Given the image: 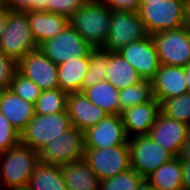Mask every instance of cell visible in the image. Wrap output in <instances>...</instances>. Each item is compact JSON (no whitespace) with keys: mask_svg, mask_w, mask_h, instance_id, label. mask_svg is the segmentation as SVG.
Here are the masks:
<instances>
[{"mask_svg":"<svg viewBox=\"0 0 190 190\" xmlns=\"http://www.w3.org/2000/svg\"><path fill=\"white\" fill-rule=\"evenodd\" d=\"M39 161V152L21 143L0 153V189L26 190Z\"/></svg>","mask_w":190,"mask_h":190,"instance_id":"1","label":"cell"},{"mask_svg":"<svg viewBox=\"0 0 190 190\" xmlns=\"http://www.w3.org/2000/svg\"><path fill=\"white\" fill-rule=\"evenodd\" d=\"M110 21L111 9L101 2H85L69 19L73 28L94 49H103Z\"/></svg>","mask_w":190,"mask_h":190,"instance_id":"2","label":"cell"},{"mask_svg":"<svg viewBox=\"0 0 190 190\" xmlns=\"http://www.w3.org/2000/svg\"><path fill=\"white\" fill-rule=\"evenodd\" d=\"M38 48L29 26L27 12L7 10L5 29L0 37V51L16 64Z\"/></svg>","mask_w":190,"mask_h":190,"instance_id":"3","label":"cell"},{"mask_svg":"<svg viewBox=\"0 0 190 190\" xmlns=\"http://www.w3.org/2000/svg\"><path fill=\"white\" fill-rule=\"evenodd\" d=\"M72 128L66 111L55 114H36L21 132V144L40 152L48 142Z\"/></svg>","mask_w":190,"mask_h":190,"instance_id":"4","label":"cell"},{"mask_svg":"<svg viewBox=\"0 0 190 190\" xmlns=\"http://www.w3.org/2000/svg\"><path fill=\"white\" fill-rule=\"evenodd\" d=\"M186 0H161L139 6L138 15L150 36L184 26Z\"/></svg>","mask_w":190,"mask_h":190,"instance_id":"5","label":"cell"},{"mask_svg":"<svg viewBox=\"0 0 190 190\" xmlns=\"http://www.w3.org/2000/svg\"><path fill=\"white\" fill-rule=\"evenodd\" d=\"M149 36L137 12L111 10L108 37L103 51L119 52L126 45Z\"/></svg>","mask_w":190,"mask_h":190,"instance_id":"6","label":"cell"},{"mask_svg":"<svg viewBox=\"0 0 190 190\" xmlns=\"http://www.w3.org/2000/svg\"><path fill=\"white\" fill-rule=\"evenodd\" d=\"M38 47L56 65L72 58L90 56L95 50L70 23L57 36Z\"/></svg>","mask_w":190,"mask_h":190,"instance_id":"7","label":"cell"},{"mask_svg":"<svg viewBox=\"0 0 190 190\" xmlns=\"http://www.w3.org/2000/svg\"><path fill=\"white\" fill-rule=\"evenodd\" d=\"M130 166L146 178L161 165L171 161L175 156L154 142L148 135L129 138Z\"/></svg>","mask_w":190,"mask_h":190,"instance_id":"8","label":"cell"},{"mask_svg":"<svg viewBox=\"0 0 190 190\" xmlns=\"http://www.w3.org/2000/svg\"><path fill=\"white\" fill-rule=\"evenodd\" d=\"M160 64L178 67L190 65V31L184 26L151 36Z\"/></svg>","mask_w":190,"mask_h":190,"instance_id":"9","label":"cell"},{"mask_svg":"<svg viewBox=\"0 0 190 190\" xmlns=\"http://www.w3.org/2000/svg\"><path fill=\"white\" fill-rule=\"evenodd\" d=\"M40 161L66 165L84 158V133L75 127L60 134L39 152Z\"/></svg>","mask_w":190,"mask_h":190,"instance_id":"10","label":"cell"},{"mask_svg":"<svg viewBox=\"0 0 190 190\" xmlns=\"http://www.w3.org/2000/svg\"><path fill=\"white\" fill-rule=\"evenodd\" d=\"M83 159L100 181L114 177L131 168L129 145L105 149H84Z\"/></svg>","mask_w":190,"mask_h":190,"instance_id":"11","label":"cell"},{"mask_svg":"<svg viewBox=\"0 0 190 190\" xmlns=\"http://www.w3.org/2000/svg\"><path fill=\"white\" fill-rule=\"evenodd\" d=\"M121 115H107L96 125L84 132V149H105L128 145Z\"/></svg>","mask_w":190,"mask_h":190,"instance_id":"12","label":"cell"},{"mask_svg":"<svg viewBox=\"0 0 190 190\" xmlns=\"http://www.w3.org/2000/svg\"><path fill=\"white\" fill-rule=\"evenodd\" d=\"M17 70L42 91L59 88L57 65L39 47L27 53L17 63Z\"/></svg>","mask_w":190,"mask_h":190,"instance_id":"13","label":"cell"},{"mask_svg":"<svg viewBox=\"0 0 190 190\" xmlns=\"http://www.w3.org/2000/svg\"><path fill=\"white\" fill-rule=\"evenodd\" d=\"M119 53L145 80H151L161 65L155 43L150 35L126 45Z\"/></svg>","mask_w":190,"mask_h":190,"instance_id":"14","label":"cell"},{"mask_svg":"<svg viewBox=\"0 0 190 190\" xmlns=\"http://www.w3.org/2000/svg\"><path fill=\"white\" fill-rule=\"evenodd\" d=\"M190 132V126L159 113L148 136L165 150L178 157L182 144Z\"/></svg>","mask_w":190,"mask_h":190,"instance_id":"15","label":"cell"},{"mask_svg":"<svg viewBox=\"0 0 190 190\" xmlns=\"http://www.w3.org/2000/svg\"><path fill=\"white\" fill-rule=\"evenodd\" d=\"M151 83L154 97L159 103L188 93L186 67L161 64Z\"/></svg>","mask_w":190,"mask_h":190,"instance_id":"16","label":"cell"},{"mask_svg":"<svg viewBox=\"0 0 190 190\" xmlns=\"http://www.w3.org/2000/svg\"><path fill=\"white\" fill-rule=\"evenodd\" d=\"M66 110L72 127L83 133L108 115L105 110L92 104L83 92L68 93Z\"/></svg>","mask_w":190,"mask_h":190,"instance_id":"17","label":"cell"},{"mask_svg":"<svg viewBox=\"0 0 190 190\" xmlns=\"http://www.w3.org/2000/svg\"><path fill=\"white\" fill-rule=\"evenodd\" d=\"M159 113L160 103L155 98L122 111L121 117L128 137L148 135Z\"/></svg>","mask_w":190,"mask_h":190,"instance_id":"18","label":"cell"},{"mask_svg":"<svg viewBox=\"0 0 190 190\" xmlns=\"http://www.w3.org/2000/svg\"><path fill=\"white\" fill-rule=\"evenodd\" d=\"M0 112L21 133L34 117L35 107L6 88L0 90Z\"/></svg>","mask_w":190,"mask_h":190,"instance_id":"19","label":"cell"},{"mask_svg":"<svg viewBox=\"0 0 190 190\" xmlns=\"http://www.w3.org/2000/svg\"><path fill=\"white\" fill-rule=\"evenodd\" d=\"M27 18L37 46L57 36L69 24L67 17L47 11H27Z\"/></svg>","mask_w":190,"mask_h":190,"instance_id":"20","label":"cell"},{"mask_svg":"<svg viewBox=\"0 0 190 190\" xmlns=\"http://www.w3.org/2000/svg\"><path fill=\"white\" fill-rule=\"evenodd\" d=\"M105 80L118 90H122L141 82L143 78L119 52L107 51Z\"/></svg>","mask_w":190,"mask_h":190,"instance_id":"21","label":"cell"},{"mask_svg":"<svg viewBox=\"0 0 190 190\" xmlns=\"http://www.w3.org/2000/svg\"><path fill=\"white\" fill-rule=\"evenodd\" d=\"M89 68V56L72 58L57 65L59 88L66 92H82L84 76Z\"/></svg>","mask_w":190,"mask_h":190,"instance_id":"22","label":"cell"},{"mask_svg":"<svg viewBox=\"0 0 190 190\" xmlns=\"http://www.w3.org/2000/svg\"><path fill=\"white\" fill-rule=\"evenodd\" d=\"M61 167L67 190H99L100 180L84 159Z\"/></svg>","mask_w":190,"mask_h":190,"instance_id":"23","label":"cell"},{"mask_svg":"<svg viewBox=\"0 0 190 190\" xmlns=\"http://www.w3.org/2000/svg\"><path fill=\"white\" fill-rule=\"evenodd\" d=\"M26 190H67L62 167L39 161Z\"/></svg>","mask_w":190,"mask_h":190,"instance_id":"24","label":"cell"},{"mask_svg":"<svg viewBox=\"0 0 190 190\" xmlns=\"http://www.w3.org/2000/svg\"><path fill=\"white\" fill-rule=\"evenodd\" d=\"M155 190H177L182 188V162L178 157L161 165L145 178Z\"/></svg>","mask_w":190,"mask_h":190,"instance_id":"25","label":"cell"},{"mask_svg":"<svg viewBox=\"0 0 190 190\" xmlns=\"http://www.w3.org/2000/svg\"><path fill=\"white\" fill-rule=\"evenodd\" d=\"M83 93L92 104L105 110L108 115H120L119 90L106 80L100 81Z\"/></svg>","mask_w":190,"mask_h":190,"instance_id":"26","label":"cell"},{"mask_svg":"<svg viewBox=\"0 0 190 190\" xmlns=\"http://www.w3.org/2000/svg\"><path fill=\"white\" fill-rule=\"evenodd\" d=\"M151 80L141 82L119 90L120 115L127 108L139 105L154 99Z\"/></svg>","mask_w":190,"mask_h":190,"instance_id":"27","label":"cell"},{"mask_svg":"<svg viewBox=\"0 0 190 190\" xmlns=\"http://www.w3.org/2000/svg\"><path fill=\"white\" fill-rule=\"evenodd\" d=\"M68 92L60 88L44 90L34 104L35 113L41 115L66 111Z\"/></svg>","mask_w":190,"mask_h":190,"instance_id":"28","label":"cell"},{"mask_svg":"<svg viewBox=\"0 0 190 190\" xmlns=\"http://www.w3.org/2000/svg\"><path fill=\"white\" fill-rule=\"evenodd\" d=\"M160 112L190 126V93L161 101Z\"/></svg>","mask_w":190,"mask_h":190,"instance_id":"29","label":"cell"},{"mask_svg":"<svg viewBox=\"0 0 190 190\" xmlns=\"http://www.w3.org/2000/svg\"><path fill=\"white\" fill-rule=\"evenodd\" d=\"M107 71V51L95 49L89 56V68L84 76L82 92L96 83L105 80Z\"/></svg>","mask_w":190,"mask_h":190,"instance_id":"30","label":"cell"},{"mask_svg":"<svg viewBox=\"0 0 190 190\" xmlns=\"http://www.w3.org/2000/svg\"><path fill=\"white\" fill-rule=\"evenodd\" d=\"M144 180L143 176L129 168L121 174L101 180L99 190H137Z\"/></svg>","mask_w":190,"mask_h":190,"instance_id":"31","label":"cell"},{"mask_svg":"<svg viewBox=\"0 0 190 190\" xmlns=\"http://www.w3.org/2000/svg\"><path fill=\"white\" fill-rule=\"evenodd\" d=\"M9 89L17 96L33 104L36 103L42 90L30 79L22 75L18 70L15 71L10 81Z\"/></svg>","mask_w":190,"mask_h":190,"instance_id":"32","label":"cell"},{"mask_svg":"<svg viewBox=\"0 0 190 190\" xmlns=\"http://www.w3.org/2000/svg\"><path fill=\"white\" fill-rule=\"evenodd\" d=\"M21 143V133L0 112V153Z\"/></svg>","mask_w":190,"mask_h":190,"instance_id":"33","label":"cell"},{"mask_svg":"<svg viewBox=\"0 0 190 190\" xmlns=\"http://www.w3.org/2000/svg\"><path fill=\"white\" fill-rule=\"evenodd\" d=\"M85 2V0H48L47 12L63 15L70 19Z\"/></svg>","mask_w":190,"mask_h":190,"instance_id":"34","label":"cell"},{"mask_svg":"<svg viewBox=\"0 0 190 190\" xmlns=\"http://www.w3.org/2000/svg\"><path fill=\"white\" fill-rule=\"evenodd\" d=\"M48 0H6V9L10 11H47Z\"/></svg>","mask_w":190,"mask_h":190,"instance_id":"35","label":"cell"},{"mask_svg":"<svg viewBox=\"0 0 190 190\" xmlns=\"http://www.w3.org/2000/svg\"><path fill=\"white\" fill-rule=\"evenodd\" d=\"M17 64L0 51V90L9 88Z\"/></svg>","mask_w":190,"mask_h":190,"instance_id":"36","label":"cell"},{"mask_svg":"<svg viewBox=\"0 0 190 190\" xmlns=\"http://www.w3.org/2000/svg\"><path fill=\"white\" fill-rule=\"evenodd\" d=\"M103 4L111 10L132 12H138L140 6L138 0H104Z\"/></svg>","mask_w":190,"mask_h":190,"instance_id":"37","label":"cell"},{"mask_svg":"<svg viewBox=\"0 0 190 190\" xmlns=\"http://www.w3.org/2000/svg\"><path fill=\"white\" fill-rule=\"evenodd\" d=\"M182 162V186L190 190V160H181Z\"/></svg>","mask_w":190,"mask_h":190,"instance_id":"38","label":"cell"},{"mask_svg":"<svg viewBox=\"0 0 190 190\" xmlns=\"http://www.w3.org/2000/svg\"><path fill=\"white\" fill-rule=\"evenodd\" d=\"M178 158L180 160H190V132L185 142L182 144Z\"/></svg>","mask_w":190,"mask_h":190,"instance_id":"39","label":"cell"},{"mask_svg":"<svg viewBox=\"0 0 190 190\" xmlns=\"http://www.w3.org/2000/svg\"><path fill=\"white\" fill-rule=\"evenodd\" d=\"M184 27L190 31V0L185 1V6H184Z\"/></svg>","mask_w":190,"mask_h":190,"instance_id":"40","label":"cell"},{"mask_svg":"<svg viewBox=\"0 0 190 190\" xmlns=\"http://www.w3.org/2000/svg\"><path fill=\"white\" fill-rule=\"evenodd\" d=\"M6 20H7V9L1 8L0 9V37L2 36V33L5 29Z\"/></svg>","mask_w":190,"mask_h":190,"instance_id":"41","label":"cell"},{"mask_svg":"<svg viewBox=\"0 0 190 190\" xmlns=\"http://www.w3.org/2000/svg\"><path fill=\"white\" fill-rule=\"evenodd\" d=\"M137 190H155L154 187L145 179L137 188Z\"/></svg>","mask_w":190,"mask_h":190,"instance_id":"42","label":"cell"},{"mask_svg":"<svg viewBox=\"0 0 190 190\" xmlns=\"http://www.w3.org/2000/svg\"><path fill=\"white\" fill-rule=\"evenodd\" d=\"M186 79H187L188 93H190V65L186 67Z\"/></svg>","mask_w":190,"mask_h":190,"instance_id":"43","label":"cell"},{"mask_svg":"<svg viewBox=\"0 0 190 190\" xmlns=\"http://www.w3.org/2000/svg\"><path fill=\"white\" fill-rule=\"evenodd\" d=\"M139 1V5L141 6L142 4H147L150 2H157V1H161V0H138Z\"/></svg>","mask_w":190,"mask_h":190,"instance_id":"44","label":"cell"},{"mask_svg":"<svg viewBox=\"0 0 190 190\" xmlns=\"http://www.w3.org/2000/svg\"><path fill=\"white\" fill-rule=\"evenodd\" d=\"M6 8V0H0V9Z\"/></svg>","mask_w":190,"mask_h":190,"instance_id":"45","label":"cell"},{"mask_svg":"<svg viewBox=\"0 0 190 190\" xmlns=\"http://www.w3.org/2000/svg\"><path fill=\"white\" fill-rule=\"evenodd\" d=\"M86 2H101L103 3L104 0H85Z\"/></svg>","mask_w":190,"mask_h":190,"instance_id":"46","label":"cell"}]
</instances>
